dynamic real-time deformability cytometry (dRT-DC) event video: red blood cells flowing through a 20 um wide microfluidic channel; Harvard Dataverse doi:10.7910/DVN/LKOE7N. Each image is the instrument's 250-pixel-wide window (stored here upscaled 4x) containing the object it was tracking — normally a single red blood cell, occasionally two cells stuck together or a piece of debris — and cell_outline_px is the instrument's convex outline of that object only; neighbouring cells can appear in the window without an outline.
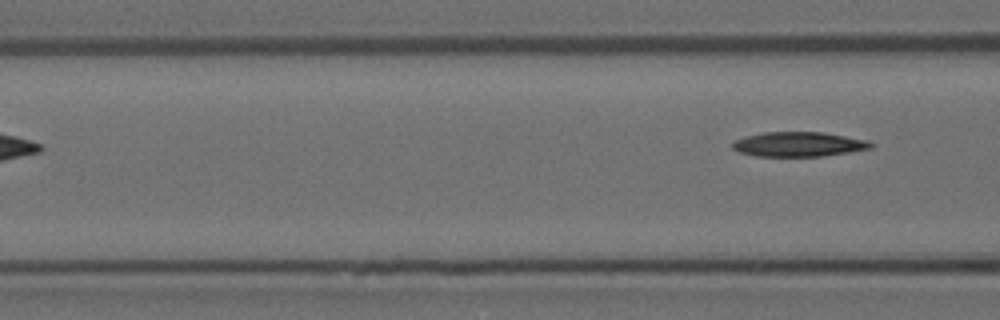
{"species": "Egyptian fruit bat (a non-hibernating species)", "species_latin": "Rousettus aegyptiacus", "temperature_condition": "room temperature", "stored_images_in_passage": 3, "camera_frame_rate_fps": 3000, "um_per_image_px": 0.085, "animal": {"sex": "female"}, "frame": {"image": 1, "passage_image": 3, "time_ms": 0.667, "image_size_px": [1000, 320], "cell_outline_px": [[876, 144], [872, 148], [848, 152], [820, 156], [756, 156], [740, 152], [732, 148], [732, 140], [744, 136], [764, 132], [824, 132], [868, 140]], "centroid_in_image_um": [67.88, 12.25], "position_along_channel_um": 98.7, "area_um2": 20.0}}